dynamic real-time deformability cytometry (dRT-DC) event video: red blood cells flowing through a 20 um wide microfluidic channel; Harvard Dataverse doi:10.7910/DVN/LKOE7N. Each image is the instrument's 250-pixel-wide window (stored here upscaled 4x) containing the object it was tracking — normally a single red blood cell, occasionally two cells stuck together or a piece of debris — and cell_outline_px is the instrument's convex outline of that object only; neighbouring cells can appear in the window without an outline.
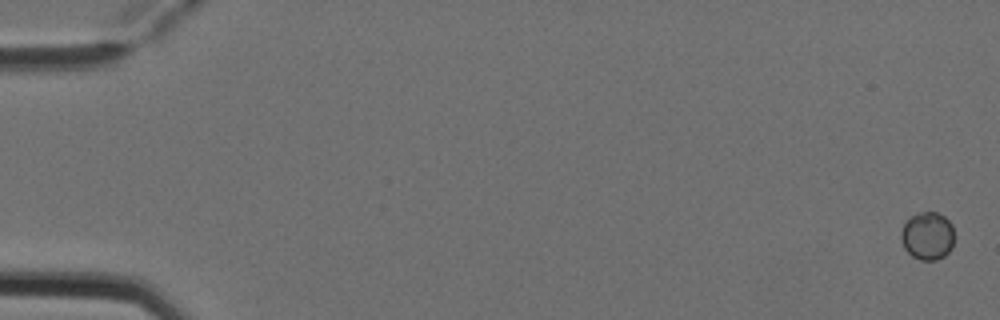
{"species": "Egyptian fruit bat (a non-hibernating species)", "species_latin": "Rousettus aegyptiacus", "temperature_condition": "cold", "stored_images_in_passage": 4, "camera_frame_rate_fps": 3000, "um_per_image_px": 0.085, "animal": {"sex": "female"}, "frame": {"image": 1, "passage_image": 1, "time_ms": 0.0, "image_size_px": [1000, 320], "cell_outline_px": [[952, 248], [944, 256], [936, 260], [920, 260], [912, 256], [904, 248], [900, 236], [900, 232], [904, 224], [912, 216], [920, 212], [936, 212], [944, 216], [952, 224]], "centroid_in_image_um": [78.82, 20.06], "position_along_channel_um": 6.2, "area_um2": 14.74}}
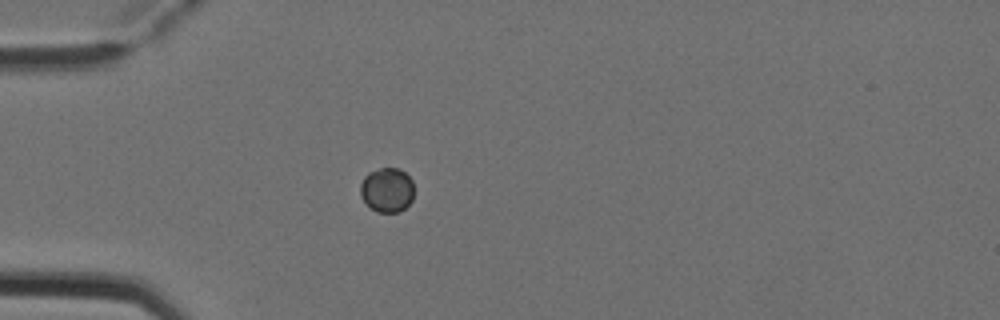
{"frame": {"image": 2, "passage_image": 4, "time_ms": 1.0, "image_size_px": [1000, 320], "cell_outline_px": [[412, 200], [400, 212], [376, 212], [364, 200], [360, 192], [360, 184], [364, 176], [368, 172], [380, 168], [400, 168], [412, 180]], "centroid_in_image_um": [32.88, 16.13], "position_along_channel_um": 52.1, "area_um2": 13.81}}